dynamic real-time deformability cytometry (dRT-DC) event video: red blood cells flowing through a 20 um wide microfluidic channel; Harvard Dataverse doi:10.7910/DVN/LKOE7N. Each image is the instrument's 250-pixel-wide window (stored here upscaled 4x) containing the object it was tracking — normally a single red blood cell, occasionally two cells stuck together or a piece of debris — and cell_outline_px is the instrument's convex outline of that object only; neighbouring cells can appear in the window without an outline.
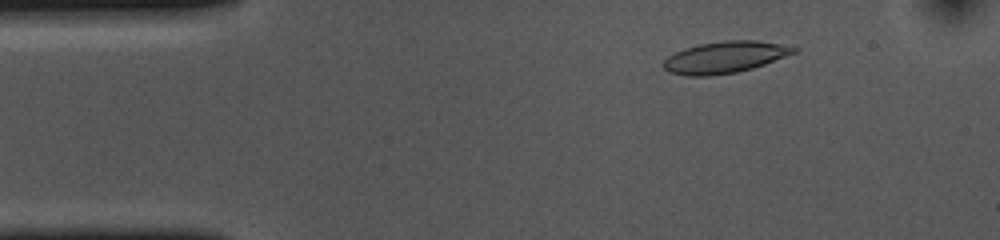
{"species": "common noctule bat (a hibernating species)", "species_latin": "Nyctalus noctula", "temperature_condition": "cold", "stored_images_in_passage": 53, "camera_frame_rate_fps": 3000, "um_per_image_px": 0.085, "animal": {"sex": "female", "body_mass_g": 10.0, "forearm_length_mm": 53.1}, "frame": {"image": 1, "passage_image": 7, "time_ms": 2.0, "image_size_px": [1000, 240], "cell_outline_px": [[800, 48], [796, 52], [764, 64], [752, 68], [736, 72], [712, 76], [688, 76], [668, 72], [660, 64], [668, 56], [676, 52], [700, 44], [724, 40], [756, 40], [780, 44]], "centroid_in_image_um": [61.59, 4.87], "position_along_channel_um": 23.4, "area_um2": 23.93}}
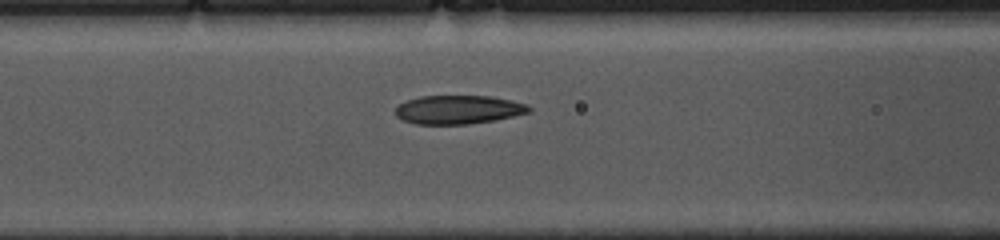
{"frame": {"image": 2, "passage_image": 20, "time_ms": 6.333, "image_size_px": [1000, 240], "cell_outline_px": [[532, 112], [496, 120], [468, 124], [416, 124], [404, 120], [396, 116], [396, 108], [400, 104], [408, 100], [420, 96], [492, 96], [512, 100], [528, 104], [532, 108]], "centroid_in_image_um": [39.03, 9.32], "position_along_channel_um": 127.6, "area_um2": 22.43}}
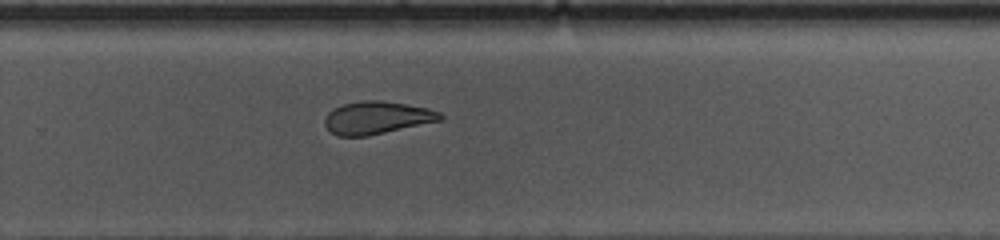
{"frame": {"image": 3, "passage_image": 34, "time_ms": 11.0, "image_size_px": [1000, 240], "cell_outline_px": [[444, 116], [440, 120], [368, 136], [336, 136], [324, 124], [324, 120], [328, 112], [344, 104], [360, 100], [380, 100], [428, 108], [440, 112]], "centroid_in_image_um": [32.02, 10.0], "position_along_channel_um": 297.8, "area_um2": 21.73}, "authors_computed_cell_mechanics": {"area_um2": 23.5824, "velocity_mm_per_s": 3.6513, "shape_relaxation_time_tau1_ms": 5.4905, "shape_relaxation_time_tau2_ms": 2.6794, "deformation_change_tau1": 0.1388, "deformation_change_tau2": 0.0904}}